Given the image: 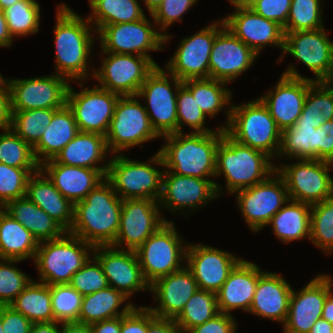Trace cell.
<instances>
[{
  "instance_id": "1",
  "label": "cell",
  "mask_w": 333,
  "mask_h": 333,
  "mask_svg": "<svg viewBox=\"0 0 333 333\" xmlns=\"http://www.w3.org/2000/svg\"><path fill=\"white\" fill-rule=\"evenodd\" d=\"M122 201L105 178L84 200L74 204L68 233L94 247L112 245L119 230Z\"/></svg>"
},
{
  "instance_id": "2",
  "label": "cell",
  "mask_w": 333,
  "mask_h": 333,
  "mask_svg": "<svg viewBox=\"0 0 333 333\" xmlns=\"http://www.w3.org/2000/svg\"><path fill=\"white\" fill-rule=\"evenodd\" d=\"M223 129L211 133L176 132L162 137L165 145L158 151L164 167L172 173L207 179L215 177L216 152Z\"/></svg>"
},
{
  "instance_id": "3",
  "label": "cell",
  "mask_w": 333,
  "mask_h": 333,
  "mask_svg": "<svg viewBox=\"0 0 333 333\" xmlns=\"http://www.w3.org/2000/svg\"><path fill=\"white\" fill-rule=\"evenodd\" d=\"M54 28L55 58L57 75L68 80L87 79L89 69L88 57L93 47L92 29L90 21L80 17L65 3L58 5ZM88 68V69H87Z\"/></svg>"
},
{
  "instance_id": "4",
  "label": "cell",
  "mask_w": 333,
  "mask_h": 333,
  "mask_svg": "<svg viewBox=\"0 0 333 333\" xmlns=\"http://www.w3.org/2000/svg\"><path fill=\"white\" fill-rule=\"evenodd\" d=\"M271 161L264 152L238 143L223 130L216 152L215 176L223 174L226 191L233 194L264 182L276 171Z\"/></svg>"
},
{
  "instance_id": "5",
  "label": "cell",
  "mask_w": 333,
  "mask_h": 333,
  "mask_svg": "<svg viewBox=\"0 0 333 333\" xmlns=\"http://www.w3.org/2000/svg\"><path fill=\"white\" fill-rule=\"evenodd\" d=\"M225 132L238 143L278 157L282 131L269 109L256 99L238 106L231 105L230 121Z\"/></svg>"
},
{
  "instance_id": "6",
  "label": "cell",
  "mask_w": 333,
  "mask_h": 333,
  "mask_svg": "<svg viewBox=\"0 0 333 333\" xmlns=\"http://www.w3.org/2000/svg\"><path fill=\"white\" fill-rule=\"evenodd\" d=\"M92 250L94 246L68 232L58 239L39 242L34 262L40 282L69 284L73 274L93 257L89 255Z\"/></svg>"
},
{
  "instance_id": "7",
  "label": "cell",
  "mask_w": 333,
  "mask_h": 333,
  "mask_svg": "<svg viewBox=\"0 0 333 333\" xmlns=\"http://www.w3.org/2000/svg\"><path fill=\"white\" fill-rule=\"evenodd\" d=\"M106 179L112 184L115 193L122 199H149L158 201L161 195L164 170L154 164L164 166L162 157L157 154L149 162H139L116 154L108 160ZM153 164V165H152Z\"/></svg>"
},
{
  "instance_id": "8",
  "label": "cell",
  "mask_w": 333,
  "mask_h": 333,
  "mask_svg": "<svg viewBox=\"0 0 333 333\" xmlns=\"http://www.w3.org/2000/svg\"><path fill=\"white\" fill-rule=\"evenodd\" d=\"M181 238L173 221H167L135 250L149 285L183 268L181 262L186 259L187 245Z\"/></svg>"
},
{
  "instance_id": "9",
  "label": "cell",
  "mask_w": 333,
  "mask_h": 333,
  "mask_svg": "<svg viewBox=\"0 0 333 333\" xmlns=\"http://www.w3.org/2000/svg\"><path fill=\"white\" fill-rule=\"evenodd\" d=\"M165 71L156 66L147 75L137 94L138 97L147 100L148 106H145V110L151 126L161 137L177 132V91L183 85L181 80Z\"/></svg>"
},
{
  "instance_id": "10",
  "label": "cell",
  "mask_w": 333,
  "mask_h": 333,
  "mask_svg": "<svg viewBox=\"0 0 333 333\" xmlns=\"http://www.w3.org/2000/svg\"><path fill=\"white\" fill-rule=\"evenodd\" d=\"M137 98V99H136ZM137 95L120 96L105 135L108 152L120 153L135 145L160 137ZM111 147V148H110Z\"/></svg>"
},
{
  "instance_id": "11",
  "label": "cell",
  "mask_w": 333,
  "mask_h": 333,
  "mask_svg": "<svg viewBox=\"0 0 333 333\" xmlns=\"http://www.w3.org/2000/svg\"><path fill=\"white\" fill-rule=\"evenodd\" d=\"M333 163L317 159H300L297 163L276 166L284 179L290 200L310 205L333 197Z\"/></svg>"
},
{
  "instance_id": "12",
  "label": "cell",
  "mask_w": 333,
  "mask_h": 333,
  "mask_svg": "<svg viewBox=\"0 0 333 333\" xmlns=\"http://www.w3.org/2000/svg\"><path fill=\"white\" fill-rule=\"evenodd\" d=\"M153 28L147 17L135 22L106 25L97 32L102 52L128 55L134 53L159 66L148 51L164 50L161 47L164 45V35Z\"/></svg>"
},
{
  "instance_id": "13",
  "label": "cell",
  "mask_w": 333,
  "mask_h": 333,
  "mask_svg": "<svg viewBox=\"0 0 333 333\" xmlns=\"http://www.w3.org/2000/svg\"><path fill=\"white\" fill-rule=\"evenodd\" d=\"M235 193L244 220L253 232L268 226L271 218L290 200L284 179L276 171L264 182Z\"/></svg>"
},
{
  "instance_id": "14",
  "label": "cell",
  "mask_w": 333,
  "mask_h": 333,
  "mask_svg": "<svg viewBox=\"0 0 333 333\" xmlns=\"http://www.w3.org/2000/svg\"><path fill=\"white\" fill-rule=\"evenodd\" d=\"M101 68L91 73L102 87L119 96L137 95L147 75L156 67L148 58L139 55L102 52Z\"/></svg>"
},
{
  "instance_id": "15",
  "label": "cell",
  "mask_w": 333,
  "mask_h": 333,
  "mask_svg": "<svg viewBox=\"0 0 333 333\" xmlns=\"http://www.w3.org/2000/svg\"><path fill=\"white\" fill-rule=\"evenodd\" d=\"M11 111L61 109L66 105L70 83L57 75L8 80Z\"/></svg>"
},
{
  "instance_id": "16",
  "label": "cell",
  "mask_w": 333,
  "mask_h": 333,
  "mask_svg": "<svg viewBox=\"0 0 333 333\" xmlns=\"http://www.w3.org/2000/svg\"><path fill=\"white\" fill-rule=\"evenodd\" d=\"M224 26L223 19L221 22L217 20L198 33L183 38L165 69L182 82L209 78V59L214 39Z\"/></svg>"
},
{
  "instance_id": "17",
  "label": "cell",
  "mask_w": 333,
  "mask_h": 333,
  "mask_svg": "<svg viewBox=\"0 0 333 333\" xmlns=\"http://www.w3.org/2000/svg\"><path fill=\"white\" fill-rule=\"evenodd\" d=\"M119 95L99 85L77 93L69 85L66 104L72 110L79 132L106 135Z\"/></svg>"
},
{
  "instance_id": "18",
  "label": "cell",
  "mask_w": 333,
  "mask_h": 333,
  "mask_svg": "<svg viewBox=\"0 0 333 333\" xmlns=\"http://www.w3.org/2000/svg\"><path fill=\"white\" fill-rule=\"evenodd\" d=\"M313 81L301 76L295 67L290 65L282 73L274 90L260 96L281 131L292 127L301 116L307 92Z\"/></svg>"
},
{
  "instance_id": "19",
  "label": "cell",
  "mask_w": 333,
  "mask_h": 333,
  "mask_svg": "<svg viewBox=\"0 0 333 333\" xmlns=\"http://www.w3.org/2000/svg\"><path fill=\"white\" fill-rule=\"evenodd\" d=\"M158 201L149 199H124L120 216L115 248L138 249L143 242L155 233L167 220L160 215ZM124 245V246H123Z\"/></svg>"
},
{
  "instance_id": "20",
  "label": "cell",
  "mask_w": 333,
  "mask_h": 333,
  "mask_svg": "<svg viewBox=\"0 0 333 333\" xmlns=\"http://www.w3.org/2000/svg\"><path fill=\"white\" fill-rule=\"evenodd\" d=\"M222 187L211 179L183 176L164 170L162 174L161 195L158 204L169 211L191 208L194 212L200 206L221 194ZM161 204V205H160ZM195 209V210H194Z\"/></svg>"
},
{
  "instance_id": "21",
  "label": "cell",
  "mask_w": 333,
  "mask_h": 333,
  "mask_svg": "<svg viewBox=\"0 0 333 333\" xmlns=\"http://www.w3.org/2000/svg\"><path fill=\"white\" fill-rule=\"evenodd\" d=\"M332 278L321 274L308 282L298 292L292 290L284 333H309L321 319L325 299L332 292Z\"/></svg>"
},
{
  "instance_id": "22",
  "label": "cell",
  "mask_w": 333,
  "mask_h": 333,
  "mask_svg": "<svg viewBox=\"0 0 333 333\" xmlns=\"http://www.w3.org/2000/svg\"><path fill=\"white\" fill-rule=\"evenodd\" d=\"M321 28L312 31L284 32L283 54H291L316 76L314 81H333L331 40Z\"/></svg>"
},
{
  "instance_id": "23",
  "label": "cell",
  "mask_w": 333,
  "mask_h": 333,
  "mask_svg": "<svg viewBox=\"0 0 333 333\" xmlns=\"http://www.w3.org/2000/svg\"><path fill=\"white\" fill-rule=\"evenodd\" d=\"M93 256L101 264L109 286L130 298L135 292L150 290L136 251L109 246H95Z\"/></svg>"
},
{
  "instance_id": "24",
  "label": "cell",
  "mask_w": 333,
  "mask_h": 333,
  "mask_svg": "<svg viewBox=\"0 0 333 333\" xmlns=\"http://www.w3.org/2000/svg\"><path fill=\"white\" fill-rule=\"evenodd\" d=\"M257 56L224 26L214 39L209 59V78L229 83L248 70Z\"/></svg>"
},
{
  "instance_id": "25",
  "label": "cell",
  "mask_w": 333,
  "mask_h": 333,
  "mask_svg": "<svg viewBox=\"0 0 333 333\" xmlns=\"http://www.w3.org/2000/svg\"><path fill=\"white\" fill-rule=\"evenodd\" d=\"M185 260L198 289L216 293L241 258L211 246L188 244Z\"/></svg>"
},
{
  "instance_id": "26",
  "label": "cell",
  "mask_w": 333,
  "mask_h": 333,
  "mask_svg": "<svg viewBox=\"0 0 333 333\" xmlns=\"http://www.w3.org/2000/svg\"><path fill=\"white\" fill-rule=\"evenodd\" d=\"M235 11L224 18L225 26L257 55L266 45L284 47L281 25L256 14L251 8L235 6Z\"/></svg>"
},
{
  "instance_id": "27",
  "label": "cell",
  "mask_w": 333,
  "mask_h": 333,
  "mask_svg": "<svg viewBox=\"0 0 333 333\" xmlns=\"http://www.w3.org/2000/svg\"><path fill=\"white\" fill-rule=\"evenodd\" d=\"M197 289L194 276L184 265L182 269L161 277L150 285V291L155 294V301L159 304L156 308L148 309L156 317L174 320Z\"/></svg>"
},
{
  "instance_id": "28",
  "label": "cell",
  "mask_w": 333,
  "mask_h": 333,
  "mask_svg": "<svg viewBox=\"0 0 333 333\" xmlns=\"http://www.w3.org/2000/svg\"><path fill=\"white\" fill-rule=\"evenodd\" d=\"M55 188L72 204L85 199L87 194L102 182L108 169H91L56 163L53 159L40 165Z\"/></svg>"
},
{
  "instance_id": "29",
  "label": "cell",
  "mask_w": 333,
  "mask_h": 333,
  "mask_svg": "<svg viewBox=\"0 0 333 333\" xmlns=\"http://www.w3.org/2000/svg\"><path fill=\"white\" fill-rule=\"evenodd\" d=\"M262 273L263 271L256 264L241 259L216 292L219 312L230 314V311L234 309L249 312L258 278Z\"/></svg>"
},
{
  "instance_id": "30",
  "label": "cell",
  "mask_w": 333,
  "mask_h": 333,
  "mask_svg": "<svg viewBox=\"0 0 333 333\" xmlns=\"http://www.w3.org/2000/svg\"><path fill=\"white\" fill-rule=\"evenodd\" d=\"M292 290L281 275L263 272L258 278L249 312L284 324Z\"/></svg>"
},
{
  "instance_id": "31",
  "label": "cell",
  "mask_w": 333,
  "mask_h": 333,
  "mask_svg": "<svg viewBox=\"0 0 333 333\" xmlns=\"http://www.w3.org/2000/svg\"><path fill=\"white\" fill-rule=\"evenodd\" d=\"M25 196L56 220L67 232L73 224L74 204L66 199L41 169L28 180Z\"/></svg>"
},
{
  "instance_id": "32",
  "label": "cell",
  "mask_w": 333,
  "mask_h": 333,
  "mask_svg": "<svg viewBox=\"0 0 333 333\" xmlns=\"http://www.w3.org/2000/svg\"><path fill=\"white\" fill-rule=\"evenodd\" d=\"M108 151L106 138L98 133L79 132L54 158L56 163L91 169H108L102 163Z\"/></svg>"
},
{
  "instance_id": "33",
  "label": "cell",
  "mask_w": 333,
  "mask_h": 333,
  "mask_svg": "<svg viewBox=\"0 0 333 333\" xmlns=\"http://www.w3.org/2000/svg\"><path fill=\"white\" fill-rule=\"evenodd\" d=\"M46 128L40 141L33 147L40 165L53 159L79 133L74 114L67 104L53 114Z\"/></svg>"
},
{
  "instance_id": "34",
  "label": "cell",
  "mask_w": 333,
  "mask_h": 333,
  "mask_svg": "<svg viewBox=\"0 0 333 333\" xmlns=\"http://www.w3.org/2000/svg\"><path fill=\"white\" fill-rule=\"evenodd\" d=\"M3 209L23 224L38 242L55 240L67 231L26 196L9 201Z\"/></svg>"
},
{
  "instance_id": "35",
  "label": "cell",
  "mask_w": 333,
  "mask_h": 333,
  "mask_svg": "<svg viewBox=\"0 0 333 333\" xmlns=\"http://www.w3.org/2000/svg\"><path fill=\"white\" fill-rule=\"evenodd\" d=\"M39 242L19 221L0 209V259L35 258Z\"/></svg>"
},
{
  "instance_id": "36",
  "label": "cell",
  "mask_w": 333,
  "mask_h": 333,
  "mask_svg": "<svg viewBox=\"0 0 333 333\" xmlns=\"http://www.w3.org/2000/svg\"><path fill=\"white\" fill-rule=\"evenodd\" d=\"M129 300L122 292L108 286L105 289L82 297L79 317L76 322L91 325L103 320H109L128 314L135 305L132 303L119 311L120 305Z\"/></svg>"
},
{
  "instance_id": "37",
  "label": "cell",
  "mask_w": 333,
  "mask_h": 333,
  "mask_svg": "<svg viewBox=\"0 0 333 333\" xmlns=\"http://www.w3.org/2000/svg\"><path fill=\"white\" fill-rule=\"evenodd\" d=\"M269 221L277 238L284 243L303 238L310 239V210L308 203L289 200Z\"/></svg>"
},
{
  "instance_id": "38",
  "label": "cell",
  "mask_w": 333,
  "mask_h": 333,
  "mask_svg": "<svg viewBox=\"0 0 333 333\" xmlns=\"http://www.w3.org/2000/svg\"><path fill=\"white\" fill-rule=\"evenodd\" d=\"M223 81L205 78V79H190L183 82V85L192 93L194 100L200 107L201 111L206 115L213 118L223 107L227 105V124L226 126H219L225 130L230 121L231 115V91L225 89Z\"/></svg>"
},
{
  "instance_id": "39",
  "label": "cell",
  "mask_w": 333,
  "mask_h": 333,
  "mask_svg": "<svg viewBox=\"0 0 333 333\" xmlns=\"http://www.w3.org/2000/svg\"><path fill=\"white\" fill-rule=\"evenodd\" d=\"M32 323L53 322L51 285L31 280L9 305Z\"/></svg>"
},
{
  "instance_id": "40",
  "label": "cell",
  "mask_w": 333,
  "mask_h": 333,
  "mask_svg": "<svg viewBox=\"0 0 333 333\" xmlns=\"http://www.w3.org/2000/svg\"><path fill=\"white\" fill-rule=\"evenodd\" d=\"M92 10L90 23H94L97 32L106 25L128 23L146 17L137 0H89Z\"/></svg>"
},
{
  "instance_id": "41",
  "label": "cell",
  "mask_w": 333,
  "mask_h": 333,
  "mask_svg": "<svg viewBox=\"0 0 333 333\" xmlns=\"http://www.w3.org/2000/svg\"><path fill=\"white\" fill-rule=\"evenodd\" d=\"M318 160V131L309 124H294L284 129L278 156Z\"/></svg>"
},
{
  "instance_id": "42",
  "label": "cell",
  "mask_w": 333,
  "mask_h": 333,
  "mask_svg": "<svg viewBox=\"0 0 333 333\" xmlns=\"http://www.w3.org/2000/svg\"><path fill=\"white\" fill-rule=\"evenodd\" d=\"M218 313L216 293L197 289L174 322L183 333H187L193 327L205 323Z\"/></svg>"
},
{
  "instance_id": "43",
  "label": "cell",
  "mask_w": 333,
  "mask_h": 333,
  "mask_svg": "<svg viewBox=\"0 0 333 333\" xmlns=\"http://www.w3.org/2000/svg\"><path fill=\"white\" fill-rule=\"evenodd\" d=\"M58 109H33L11 111L12 129L22 140L32 148L40 141L43 133L50 124L53 114Z\"/></svg>"
},
{
  "instance_id": "44",
  "label": "cell",
  "mask_w": 333,
  "mask_h": 333,
  "mask_svg": "<svg viewBox=\"0 0 333 333\" xmlns=\"http://www.w3.org/2000/svg\"><path fill=\"white\" fill-rule=\"evenodd\" d=\"M310 241L326 255L333 253V197L311 205Z\"/></svg>"
},
{
  "instance_id": "45",
  "label": "cell",
  "mask_w": 333,
  "mask_h": 333,
  "mask_svg": "<svg viewBox=\"0 0 333 333\" xmlns=\"http://www.w3.org/2000/svg\"><path fill=\"white\" fill-rule=\"evenodd\" d=\"M3 11L12 37L39 31L40 5L36 0H21Z\"/></svg>"
},
{
  "instance_id": "46",
  "label": "cell",
  "mask_w": 333,
  "mask_h": 333,
  "mask_svg": "<svg viewBox=\"0 0 333 333\" xmlns=\"http://www.w3.org/2000/svg\"><path fill=\"white\" fill-rule=\"evenodd\" d=\"M0 163L18 168H40L33 148L10 128L0 134Z\"/></svg>"
},
{
  "instance_id": "47",
  "label": "cell",
  "mask_w": 333,
  "mask_h": 333,
  "mask_svg": "<svg viewBox=\"0 0 333 333\" xmlns=\"http://www.w3.org/2000/svg\"><path fill=\"white\" fill-rule=\"evenodd\" d=\"M321 0H292L284 32L312 31L323 28Z\"/></svg>"
},
{
  "instance_id": "48",
  "label": "cell",
  "mask_w": 333,
  "mask_h": 333,
  "mask_svg": "<svg viewBox=\"0 0 333 333\" xmlns=\"http://www.w3.org/2000/svg\"><path fill=\"white\" fill-rule=\"evenodd\" d=\"M40 168H18L0 163V206L26 194L29 177Z\"/></svg>"
},
{
  "instance_id": "49",
  "label": "cell",
  "mask_w": 333,
  "mask_h": 333,
  "mask_svg": "<svg viewBox=\"0 0 333 333\" xmlns=\"http://www.w3.org/2000/svg\"><path fill=\"white\" fill-rule=\"evenodd\" d=\"M82 295L69 284L51 285V305L58 322L77 321Z\"/></svg>"
},
{
  "instance_id": "50",
  "label": "cell",
  "mask_w": 333,
  "mask_h": 333,
  "mask_svg": "<svg viewBox=\"0 0 333 333\" xmlns=\"http://www.w3.org/2000/svg\"><path fill=\"white\" fill-rule=\"evenodd\" d=\"M206 115L194 100L192 93L182 85L177 91V132L182 131V125L190 126L194 133H211L214 130L204 125Z\"/></svg>"
},
{
  "instance_id": "51",
  "label": "cell",
  "mask_w": 333,
  "mask_h": 333,
  "mask_svg": "<svg viewBox=\"0 0 333 333\" xmlns=\"http://www.w3.org/2000/svg\"><path fill=\"white\" fill-rule=\"evenodd\" d=\"M16 262L20 260L0 259V306H9L32 280Z\"/></svg>"
},
{
  "instance_id": "52",
  "label": "cell",
  "mask_w": 333,
  "mask_h": 333,
  "mask_svg": "<svg viewBox=\"0 0 333 333\" xmlns=\"http://www.w3.org/2000/svg\"><path fill=\"white\" fill-rule=\"evenodd\" d=\"M93 259V260H92ZM84 266L73 274L69 285L82 296L95 293L109 286L99 261L93 256Z\"/></svg>"
},
{
  "instance_id": "53",
  "label": "cell",
  "mask_w": 333,
  "mask_h": 333,
  "mask_svg": "<svg viewBox=\"0 0 333 333\" xmlns=\"http://www.w3.org/2000/svg\"><path fill=\"white\" fill-rule=\"evenodd\" d=\"M198 0H163L162 3L150 14L154 20L155 25H159L160 31L164 35V44L171 37L168 34H164V31L175 23L176 21H182V14H185L187 10L195 5Z\"/></svg>"
},
{
  "instance_id": "54",
  "label": "cell",
  "mask_w": 333,
  "mask_h": 333,
  "mask_svg": "<svg viewBox=\"0 0 333 333\" xmlns=\"http://www.w3.org/2000/svg\"><path fill=\"white\" fill-rule=\"evenodd\" d=\"M320 112V81H313L307 92L301 116L296 120L295 124H309L317 129L325 122Z\"/></svg>"
},
{
  "instance_id": "55",
  "label": "cell",
  "mask_w": 333,
  "mask_h": 333,
  "mask_svg": "<svg viewBox=\"0 0 333 333\" xmlns=\"http://www.w3.org/2000/svg\"><path fill=\"white\" fill-rule=\"evenodd\" d=\"M292 0H259L251 9L258 15L285 27Z\"/></svg>"
},
{
  "instance_id": "56",
  "label": "cell",
  "mask_w": 333,
  "mask_h": 333,
  "mask_svg": "<svg viewBox=\"0 0 333 333\" xmlns=\"http://www.w3.org/2000/svg\"><path fill=\"white\" fill-rule=\"evenodd\" d=\"M237 324L231 314L219 312L212 319L197 325L187 333H236Z\"/></svg>"
},
{
  "instance_id": "57",
  "label": "cell",
  "mask_w": 333,
  "mask_h": 333,
  "mask_svg": "<svg viewBox=\"0 0 333 333\" xmlns=\"http://www.w3.org/2000/svg\"><path fill=\"white\" fill-rule=\"evenodd\" d=\"M148 326V307H134L128 314L121 316L120 333H147Z\"/></svg>"
},
{
  "instance_id": "58",
  "label": "cell",
  "mask_w": 333,
  "mask_h": 333,
  "mask_svg": "<svg viewBox=\"0 0 333 333\" xmlns=\"http://www.w3.org/2000/svg\"><path fill=\"white\" fill-rule=\"evenodd\" d=\"M32 322L11 306H2L4 333H30Z\"/></svg>"
},
{
  "instance_id": "59",
  "label": "cell",
  "mask_w": 333,
  "mask_h": 333,
  "mask_svg": "<svg viewBox=\"0 0 333 333\" xmlns=\"http://www.w3.org/2000/svg\"><path fill=\"white\" fill-rule=\"evenodd\" d=\"M318 131V160L333 163V120L325 121Z\"/></svg>"
},
{
  "instance_id": "60",
  "label": "cell",
  "mask_w": 333,
  "mask_h": 333,
  "mask_svg": "<svg viewBox=\"0 0 333 333\" xmlns=\"http://www.w3.org/2000/svg\"><path fill=\"white\" fill-rule=\"evenodd\" d=\"M10 89L7 79L0 78V129L5 130L11 126Z\"/></svg>"
},
{
  "instance_id": "61",
  "label": "cell",
  "mask_w": 333,
  "mask_h": 333,
  "mask_svg": "<svg viewBox=\"0 0 333 333\" xmlns=\"http://www.w3.org/2000/svg\"><path fill=\"white\" fill-rule=\"evenodd\" d=\"M333 81H320L321 116L325 121L333 120Z\"/></svg>"
},
{
  "instance_id": "62",
  "label": "cell",
  "mask_w": 333,
  "mask_h": 333,
  "mask_svg": "<svg viewBox=\"0 0 333 333\" xmlns=\"http://www.w3.org/2000/svg\"><path fill=\"white\" fill-rule=\"evenodd\" d=\"M147 333H183L174 320L156 317L149 310V326Z\"/></svg>"
},
{
  "instance_id": "63",
  "label": "cell",
  "mask_w": 333,
  "mask_h": 333,
  "mask_svg": "<svg viewBox=\"0 0 333 333\" xmlns=\"http://www.w3.org/2000/svg\"><path fill=\"white\" fill-rule=\"evenodd\" d=\"M92 333H120L121 316L109 320H103L90 325Z\"/></svg>"
},
{
  "instance_id": "64",
  "label": "cell",
  "mask_w": 333,
  "mask_h": 333,
  "mask_svg": "<svg viewBox=\"0 0 333 333\" xmlns=\"http://www.w3.org/2000/svg\"><path fill=\"white\" fill-rule=\"evenodd\" d=\"M13 37L9 32L4 11L0 9V47H10Z\"/></svg>"
},
{
  "instance_id": "65",
  "label": "cell",
  "mask_w": 333,
  "mask_h": 333,
  "mask_svg": "<svg viewBox=\"0 0 333 333\" xmlns=\"http://www.w3.org/2000/svg\"><path fill=\"white\" fill-rule=\"evenodd\" d=\"M62 328H60V333H92L90 325L71 321V322H61Z\"/></svg>"
},
{
  "instance_id": "66",
  "label": "cell",
  "mask_w": 333,
  "mask_h": 333,
  "mask_svg": "<svg viewBox=\"0 0 333 333\" xmlns=\"http://www.w3.org/2000/svg\"><path fill=\"white\" fill-rule=\"evenodd\" d=\"M61 322H41L33 323L30 333H60V328L57 326Z\"/></svg>"
},
{
  "instance_id": "67",
  "label": "cell",
  "mask_w": 333,
  "mask_h": 333,
  "mask_svg": "<svg viewBox=\"0 0 333 333\" xmlns=\"http://www.w3.org/2000/svg\"><path fill=\"white\" fill-rule=\"evenodd\" d=\"M322 319L333 324V293L331 292L325 299V304L322 310Z\"/></svg>"
},
{
  "instance_id": "68",
  "label": "cell",
  "mask_w": 333,
  "mask_h": 333,
  "mask_svg": "<svg viewBox=\"0 0 333 333\" xmlns=\"http://www.w3.org/2000/svg\"><path fill=\"white\" fill-rule=\"evenodd\" d=\"M309 333H333V324L325 319H318Z\"/></svg>"
},
{
  "instance_id": "69",
  "label": "cell",
  "mask_w": 333,
  "mask_h": 333,
  "mask_svg": "<svg viewBox=\"0 0 333 333\" xmlns=\"http://www.w3.org/2000/svg\"><path fill=\"white\" fill-rule=\"evenodd\" d=\"M163 0H144V4L148 9V13L151 14L161 3Z\"/></svg>"
},
{
  "instance_id": "70",
  "label": "cell",
  "mask_w": 333,
  "mask_h": 333,
  "mask_svg": "<svg viewBox=\"0 0 333 333\" xmlns=\"http://www.w3.org/2000/svg\"><path fill=\"white\" fill-rule=\"evenodd\" d=\"M21 0H0V9L4 10Z\"/></svg>"
},
{
  "instance_id": "71",
  "label": "cell",
  "mask_w": 333,
  "mask_h": 333,
  "mask_svg": "<svg viewBox=\"0 0 333 333\" xmlns=\"http://www.w3.org/2000/svg\"><path fill=\"white\" fill-rule=\"evenodd\" d=\"M258 1L259 0H243L242 1V7L251 8Z\"/></svg>"
},
{
  "instance_id": "72",
  "label": "cell",
  "mask_w": 333,
  "mask_h": 333,
  "mask_svg": "<svg viewBox=\"0 0 333 333\" xmlns=\"http://www.w3.org/2000/svg\"><path fill=\"white\" fill-rule=\"evenodd\" d=\"M231 2V4L235 7V6H241L242 7V1L243 0H229Z\"/></svg>"
},
{
  "instance_id": "73",
  "label": "cell",
  "mask_w": 333,
  "mask_h": 333,
  "mask_svg": "<svg viewBox=\"0 0 333 333\" xmlns=\"http://www.w3.org/2000/svg\"><path fill=\"white\" fill-rule=\"evenodd\" d=\"M0 333H4L2 327V306H0Z\"/></svg>"
},
{
  "instance_id": "74",
  "label": "cell",
  "mask_w": 333,
  "mask_h": 333,
  "mask_svg": "<svg viewBox=\"0 0 333 333\" xmlns=\"http://www.w3.org/2000/svg\"><path fill=\"white\" fill-rule=\"evenodd\" d=\"M331 59L333 63V41H331Z\"/></svg>"
}]
</instances>
